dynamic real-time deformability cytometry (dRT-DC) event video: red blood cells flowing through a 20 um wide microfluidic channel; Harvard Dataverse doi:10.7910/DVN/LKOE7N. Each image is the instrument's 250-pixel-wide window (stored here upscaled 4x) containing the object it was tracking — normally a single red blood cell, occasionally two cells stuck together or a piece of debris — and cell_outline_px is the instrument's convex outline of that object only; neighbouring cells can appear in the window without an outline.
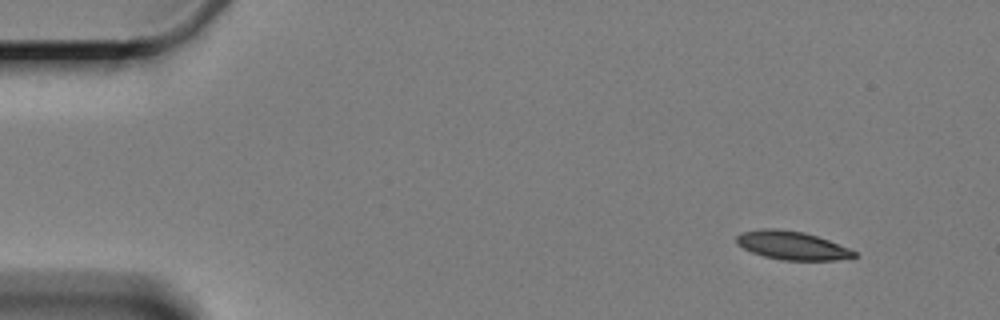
{"species": "Egyptian fruit bat (a non-hibernating species)", "species_latin": "Rousettus aegyptiacus", "temperature_condition": "cold", "stored_images_in_passage": 5, "camera_frame_rate_fps": 3000, "um_per_image_px": 0.085, "animal": {"sex": "female"}, "frame": {"image": 1, "passage_image": 1, "time_ms": 0.0, "image_size_px": [1000, 320], "cell_outline_px": [[856, 256], [832, 260], [784, 260], [764, 256], [752, 252], [736, 244], [736, 236], [740, 232], [760, 228], [776, 228], [804, 232], [828, 240], [848, 248], [856, 252]], "centroid_in_image_um": [67.25, 20.84], "position_along_channel_um": 17.7, "area_um2": 19.36}}
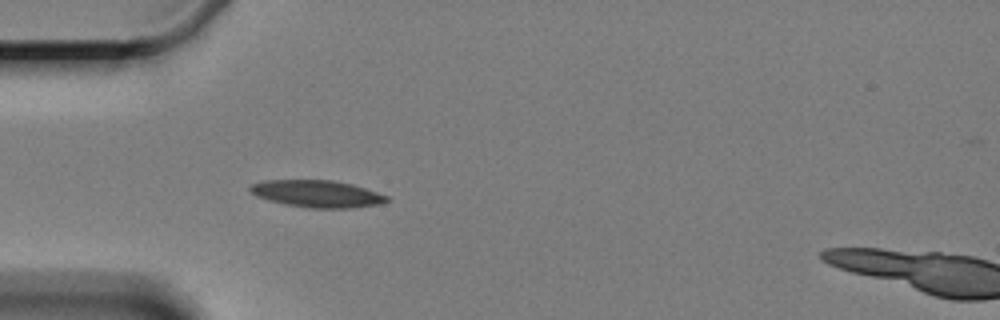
{"frame": {"image": 2, "passage_image": 4, "time_ms": 4.0, "image_size_px": [1000, 320], "cell_outline_px": [[388, 200], [380, 204], [352, 208], [308, 208], [284, 204], [268, 200], [256, 196], [248, 188], [252, 184], [264, 180], [332, 180], [352, 184], [388, 196]], "centroid_in_image_um": [26.93, 16.47], "position_along_channel_um": 58.1, "area_um2": 21.5}}